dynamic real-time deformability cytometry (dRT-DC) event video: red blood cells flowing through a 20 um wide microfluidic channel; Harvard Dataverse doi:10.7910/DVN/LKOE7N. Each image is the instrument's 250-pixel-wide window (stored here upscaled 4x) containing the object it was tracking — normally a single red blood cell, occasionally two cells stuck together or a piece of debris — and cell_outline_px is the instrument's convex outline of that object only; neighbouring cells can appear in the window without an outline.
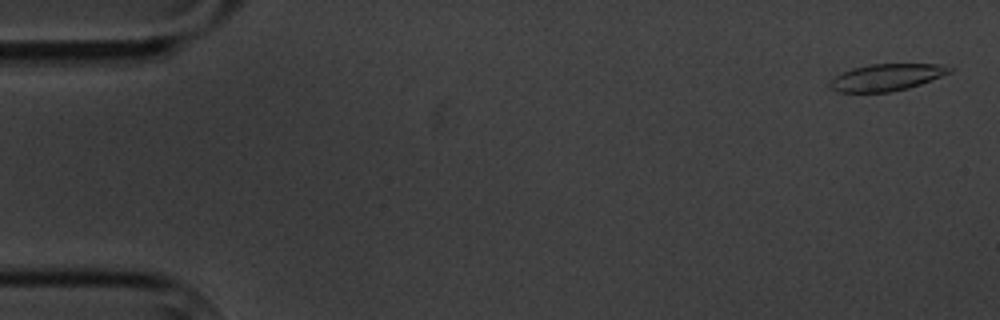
{"species": "common noctule bat (a hibernating species)", "species_latin": "Nyctalus noctula", "temperature_condition": "cold", "stored_images_in_passage": 13, "camera_frame_rate_fps": 3000, "um_per_image_px": 0.085, "animal": {"sex": "male", "body_mass_g": 20.1, "forearm_length_mm": 53.5}, "frame": {"image": 1, "passage_image": 1, "time_ms": 0.0, "image_size_px": [1000, 320], "cell_outline_px": [[956, 68], [952, 72], [920, 84], [908, 88], [892, 92], [836, 92], [828, 84], [836, 76], [852, 68], [872, 64], [940, 64]], "centroid_in_image_um": [75.4, 6.57], "position_along_channel_um": 9.6, "area_um2": 18.67}}
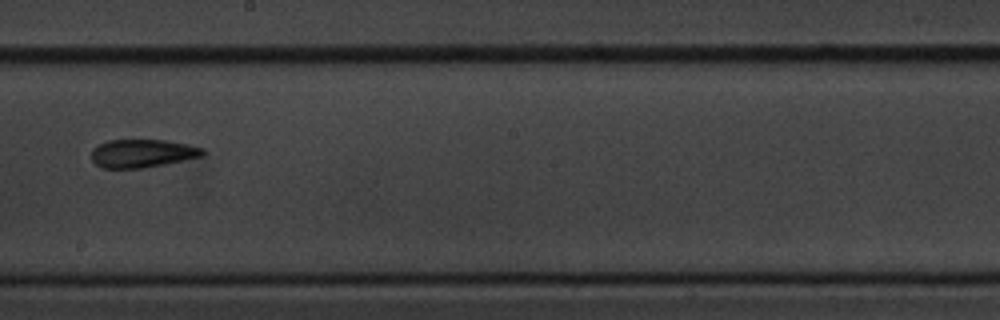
{"frame": {"image": 2, "passage_image": 9, "time_ms": 10.333, "image_size_px": [1000, 320], "cell_outline_px": [[204, 156], [144, 168], [100, 168], [92, 160], [92, 148], [108, 140], [164, 140], [188, 144], [204, 148]], "centroid_in_image_um": [12.1, 13.04], "position_along_channel_um": 236.1, "area_um2": 18.32}}
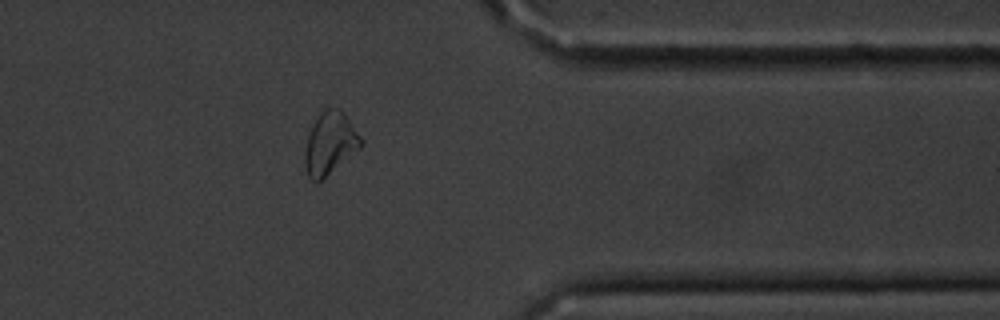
{"frame": {"image": 3, "passage_image": 13, "time_ms": 15.0, "image_size_px": [1000, 320], "cell_outline_px": [[364, 144], [360, 148], [316, 184], [308, 176], [304, 164], [304, 152], [308, 136], [320, 112], [324, 108], [340, 108], [344, 112], [364, 140]], "centroid_in_image_um": [28.06, 12.18], "position_along_channel_um": 383.3, "area_um2": 20.35}, "authors_computed_cell_mechanics": {"area_um2": 18.6116, "velocity_mm_per_s": 3.4262, "shape_relaxation_time_tau1_ms": 8.0463, "shape_relaxation_time_tau2_ms": 3.6251, "deformation_change_tau1": 0.1667, "deformation_change_tau2": 0.1129}}